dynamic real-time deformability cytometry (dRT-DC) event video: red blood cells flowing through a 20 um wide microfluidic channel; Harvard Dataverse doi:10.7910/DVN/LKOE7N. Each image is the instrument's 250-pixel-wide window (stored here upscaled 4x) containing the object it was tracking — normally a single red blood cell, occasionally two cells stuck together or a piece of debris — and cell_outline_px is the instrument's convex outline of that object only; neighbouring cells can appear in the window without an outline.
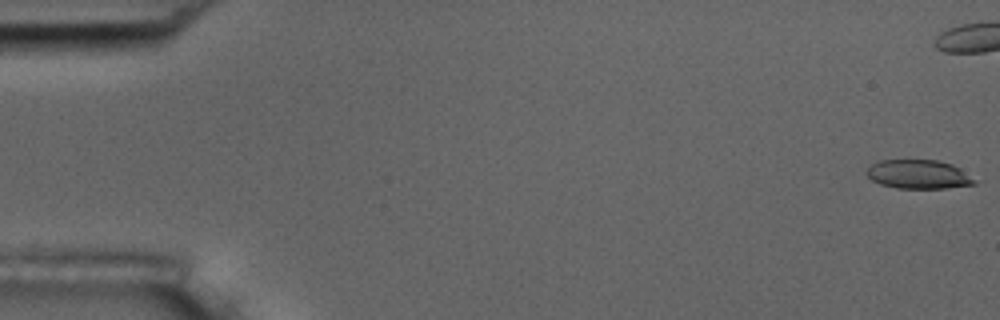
{"species": "common noctule bat (a hibernating species)", "species_latin": "Nyctalus noctula", "temperature_condition": "room temperature", "stored_images_in_passage": 44, "camera_frame_rate_fps": 3000, "um_per_image_px": 0.085, "animal": {"sex": "male", "body_mass_g": 17.5, "forearm_length_mm": 52.3}, "frame": {"image": 1, "passage_image": 1, "time_ms": 0.0, "image_size_px": [1000, 320], "cell_outline_px": [[976, 184], [944, 188], [896, 188], [880, 184], [872, 180], [864, 172], [876, 160], [940, 160], [952, 164], [960, 168], [976, 180]], "centroid_in_image_um": [78.06, 14.81], "position_along_channel_um": 6.9, "area_um2": 18.26}}
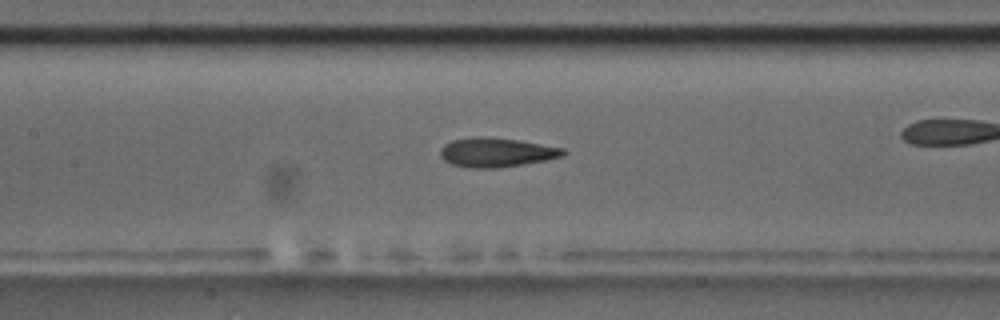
{"frame": {"image": 2, "passage_image": 26, "time_ms": 8.333, "image_size_px": [1000, 320], "cell_outline_px": [[568, 152], [564, 156], [544, 160], [496, 168], [472, 168], [452, 164], [444, 160], [440, 156], [440, 148], [444, 144], [452, 140], [472, 136], [492, 136], [520, 140], [564, 148]], "centroid_in_image_um": [42.18, 12.93], "position_along_channel_um": 165.2, "area_um2": 21.15}}